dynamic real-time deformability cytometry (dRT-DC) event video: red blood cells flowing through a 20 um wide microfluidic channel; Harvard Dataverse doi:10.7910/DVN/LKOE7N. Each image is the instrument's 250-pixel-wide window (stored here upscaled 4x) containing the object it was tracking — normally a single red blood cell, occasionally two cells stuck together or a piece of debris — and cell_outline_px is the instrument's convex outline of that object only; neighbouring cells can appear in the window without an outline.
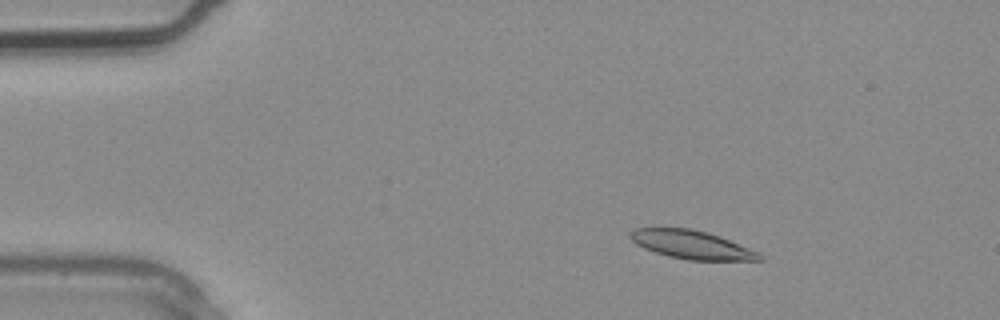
{"species": "common noctule bat (a hibernating species)", "species_latin": "Nyctalus noctula", "temperature_condition": "warm", "stored_images_in_passage": 3, "segment_of_instrument_passage": [1, 2], "camera_frame_rate_fps": 3000, "um_per_image_px": 0.085, "animal": {"sex": "male", "body_mass_g": 20.4}, "frame": {"image": 1, "passage_image": 1, "time_ms": 0.0, "image_size_px": [1000, 320], "cell_outline_px": [[764, 260], [688, 260], [668, 256], [644, 248], [636, 244], [628, 236], [628, 232], [636, 228], [692, 228], [708, 232], [720, 236], [760, 252], [764, 256]], "centroid_in_image_um": [58.81, 20.79], "position_along_channel_um": 26.2, "area_um2": 21.56}}